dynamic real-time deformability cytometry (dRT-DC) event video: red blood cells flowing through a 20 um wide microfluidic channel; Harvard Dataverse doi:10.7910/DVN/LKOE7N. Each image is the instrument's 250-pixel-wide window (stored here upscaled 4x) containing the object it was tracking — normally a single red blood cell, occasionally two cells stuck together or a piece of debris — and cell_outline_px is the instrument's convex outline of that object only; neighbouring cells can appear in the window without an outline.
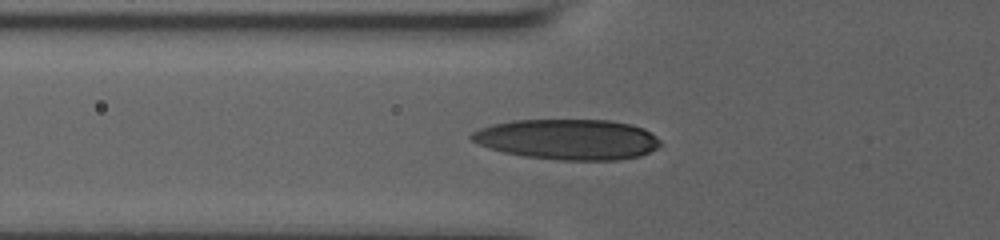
{"species": "human", "species_latin": "Homo sapiens", "temperature_condition": "room temperature", "stored_images_in_passage": 27, "camera_frame_rate_fps": 3000, "um_per_image_px": 0.085, "donor": {"sex": "male"}, "frame": {"image": 1, "passage_image": 16, "time_ms": 7.333, "image_size_px": [1000, 240], "cell_outline_px": [[660, 144], [656, 148], [640, 156], [620, 160], [560, 160], [524, 156], [504, 152], [488, 148], [472, 140], [468, 136], [472, 132], [480, 128], [492, 124], [512, 120], [608, 120], [632, 124], [644, 128], [656, 136], [660, 140]], "centroid_in_image_um": [48.26, 11.84], "position_along_channel_um": 77.5, "area_um2": 44.62}}
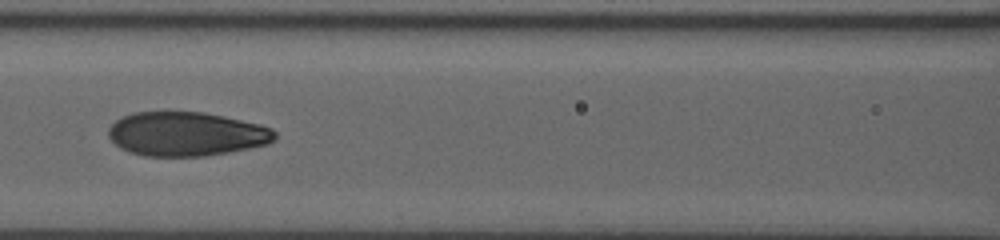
{"frame": {"image": 2, "passage_image": 21, "time_ms": 9.333, "image_size_px": [1000, 240], "cell_outline_px": [[276, 136], [268, 144], [228, 152], [204, 156], [144, 156], [128, 152], [120, 148], [108, 136], [108, 128], [116, 120], [132, 112], [204, 112], [224, 116], [260, 124], [272, 128], [276, 132]], "centroid_in_image_um": [15.82, 11.39], "position_along_channel_um": 150.8, "area_um2": 42.77}}
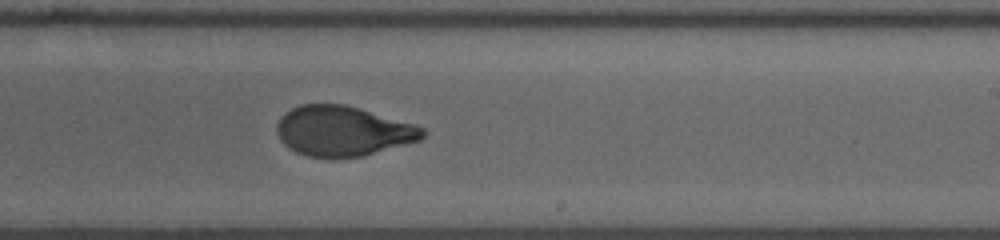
{"frame": {"image": 3, "passage_image": 27, "time_ms": 12.333, "image_size_px": [1000, 240], "cell_outline_px": [[424, 136], [420, 140], [364, 156], [332, 160], [308, 156], [296, 152], [288, 148], [280, 140], [276, 132], [276, 124], [280, 116], [284, 112], [300, 104], [344, 104], [360, 108], [416, 124], [424, 128]], "centroid_in_image_um": [29.12, 11.16], "position_along_channel_um": 259.9, "area_um2": 43.29}}